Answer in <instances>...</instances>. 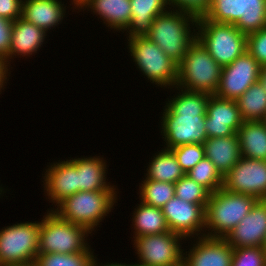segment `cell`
I'll return each instance as SVG.
<instances>
[{
  "label": "cell",
  "mask_w": 266,
  "mask_h": 266,
  "mask_svg": "<svg viewBox=\"0 0 266 266\" xmlns=\"http://www.w3.org/2000/svg\"><path fill=\"white\" fill-rule=\"evenodd\" d=\"M177 94L167 98L161 116V135L164 148L179 145L203 144L207 140L205 118L207 103L212 94L190 91L177 86Z\"/></svg>",
  "instance_id": "6da1fadb"
},
{
  "label": "cell",
  "mask_w": 266,
  "mask_h": 266,
  "mask_svg": "<svg viewBox=\"0 0 266 266\" xmlns=\"http://www.w3.org/2000/svg\"><path fill=\"white\" fill-rule=\"evenodd\" d=\"M197 22L198 19L189 13L168 9L154 19L146 37L179 64L197 39Z\"/></svg>",
  "instance_id": "7a4b0ae2"
},
{
  "label": "cell",
  "mask_w": 266,
  "mask_h": 266,
  "mask_svg": "<svg viewBox=\"0 0 266 266\" xmlns=\"http://www.w3.org/2000/svg\"><path fill=\"white\" fill-rule=\"evenodd\" d=\"M118 190L78 191L60 201L53 209L59 217L95 232L114 208ZM106 216V217H105Z\"/></svg>",
  "instance_id": "3957f363"
},
{
  "label": "cell",
  "mask_w": 266,
  "mask_h": 266,
  "mask_svg": "<svg viewBox=\"0 0 266 266\" xmlns=\"http://www.w3.org/2000/svg\"><path fill=\"white\" fill-rule=\"evenodd\" d=\"M258 200L254 196L230 192L223 187L211 193L205 208L204 236L225 238Z\"/></svg>",
  "instance_id": "277c9868"
},
{
  "label": "cell",
  "mask_w": 266,
  "mask_h": 266,
  "mask_svg": "<svg viewBox=\"0 0 266 266\" xmlns=\"http://www.w3.org/2000/svg\"><path fill=\"white\" fill-rule=\"evenodd\" d=\"M91 234L85 227L59 217L51 209L40 221L38 252L74 254L93 252L88 243Z\"/></svg>",
  "instance_id": "5b68a950"
},
{
  "label": "cell",
  "mask_w": 266,
  "mask_h": 266,
  "mask_svg": "<svg viewBox=\"0 0 266 266\" xmlns=\"http://www.w3.org/2000/svg\"><path fill=\"white\" fill-rule=\"evenodd\" d=\"M127 44L132 60L144 78L158 87L173 90L178 81V64L146 36L128 39Z\"/></svg>",
  "instance_id": "8992f818"
},
{
  "label": "cell",
  "mask_w": 266,
  "mask_h": 266,
  "mask_svg": "<svg viewBox=\"0 0 266 266\" xmlns=\"http://www.w3.org/2000/svg\"><path fill=\"white\" fill-rule=\"evenodd\" d=\"M222 67L210 56L207 49L196 39L178 64L176 86L190 91L215 94Z\"/></svg>",
  "instance_id": "52a82bcc"
},
{
  "label": "cell",
  "mask_w": 266,
  "mask_h": 266,
  "mask_svg": "<svg viewBox=\"0 0 266 266\" xmlns=\"http://www.w3.org/2000/svg\"><path fill=\"white\" fill-rule=\"evenodd\" d=\"M197 39L221 66L231 64L247 51V36L235 25L198 18Z\"/></svg>",
  "instance_id": "ba28073f"
},
{
  "label": "cell",
  "mask_w": 266,
  "mask_h": 266,
  "mask_svg": "<svg viewBox=\"0 0 266 266\" xmlns=\"http://www.w3.org/2000/svg\"><path fill=\"white\" fill-rule=\"evenodd\" d=\"M40 221L20 222L0 230V262L3 266L33 264L39 254Z\"/></svg>",
  "instance_id": "9c48e42d"
},
{
  "label": "cell",
  "mask_w": 266,
  "mask_h": 266,
  "mask_svg": "<svg viewBox=\"0 0 266 266\" xmlns=\"http://www.w3.org/2000/svg\"><path fill=\"white\" fill-rule=\"evenodd\" d=\"M186 239L174 232L152 234L136 237L133 248L137 254V266H181L184 249L182 243Z\"/></svg>",
  "instance_id": "30bf717a"
},
{
  "label": "cell",
  "mask_w": 266,
  "mask_h": 266,
  "mask_svg": "<svg viewBox=\"0 0 266 266\" xmlns=\"http://www.w3.org/2000/svg\"><path fill=\"white\" fill-rule=\"evenodd\" d=\"M261 65L246 51L231 64L222 67L220 82L215 96L237 100L253 83L258 82Z\"/></svg>",
  "instance_id": "8fae6325"
},
{
  "label": "cell",
  "mask_w": 266,
  "mask_h": 266,
  "mask_svg": "<svg viewBox=\"0 0 266 266\" xmlns=\"http://www.w3.org/2000/svg\"><path fill=\"white\" fill-rule=\"evenodd\" d=\"M207 204H193L176 196L161 209L171 232L186 240L204 236Z\"/></svg>",
  "instance_id": "7c38bea8"
},
{
  "label": "cell",
  "mask_w": 266,
  "mask_h": 266,
  "mask_svg": "<svg viewBox=\"0 0 266 266\" xmlns=\"http://www.w3.org/2000/svg\"><path fill=\"white\" fill-rule=\"evenodd\" d=\"M223 188L259 200L266 199V160L241 157L224 176Z\"/></svg>",
  "instance_id": "4fadbf2b"
},
{
  "label": "cell",
  "mask_w": 266,
  "mask_h": 266,
  "mask_svg": "<svg viewBox=\"0 0 266 266\" xmlns=\"http://www.w3.org/2000/svg\"><path fill=\"white\" fill-rule=\"evenodd\" d=\"M242 123L236 100L222 99L214 94L210 96L205 118L208 138L235 135Z\"/></svg>",
  "instance_id": "5bb4252c"
},
{
  "label": "cell",
  "mask_w": 266,
  "mask_h": 266,
  "mask_svg": "<svg viewBox=\"0 0 266 266\" xmlns=\"http://www.w3.org/2000/svg\"><path fill=\"white\" fill-rule=\"evenodd\" d=\"M224 239L233 248L263 247L266 240V199L258 200Z\"/></svg>",
  "instance_id": "9a60e30c"
},
{
  "label": "cell",
  "mask_w": 266,
  "mask_h": 266,
  "mask_svg": "<svg viewBox=\"0 0 266 266\" xmlns=\"http://www.w3.org/2000/svg\"><path fill=\"white\" fill-rule=\"evenodd\" d=\"M196 241V242H195ZM184 251V266H231L233 247L224 238L196 237Z\"/></svg>",
  "instance_id": "2e32d148"
},
{
  "label": "cell",
  "mask_w": 266,
  "mask_h": 266,
  "mask_svg": "<svg viewBox=\"0 0 266 266\" xmlns=\"http://www.w3.org/2000/svg\"><path fill=\"white\" fill-rule=\"evenodd\" d=\"M45 170L43 192L52 205L56 207L64 198L78 192V170L68 160L51 163Z\"/></svg>",
  "instance_id": "e0dca14e"
},
{
  "label": "cell",
  "mask_w": 266,
  "mask_h": 266,
  "mask_svg": "<svg viewBox=\"0 0 266 266\" xmlns=\"http://www.w3.org/2000/svg\"><path fill=\"white\" fill-rule=\"evenodd\" d=\"M46 36H48L47 32L42 28L26 21L22 17L16 19L12 27L10 53L5 59L8 67H11L10 63L16 56L20 58L26 56L25 58H27L38 53L37 51L45 43Z\"/></svg>",
  "instance_id": "ac0fdd59"
},
{
  "label": "cell",
  "mask_w": 266,
  "mask_h": 266,
  "mask_svg": "<svg viewBox=\"0 0 266 266\" xmlns=\"http://www.w3.org/2000/svg\"><path fill=\"white\" fill-rule=\"evenodd\" d=\"M78 170V191L117 190L107 182V161L100 156L67 159ZM107 171V172H106ZM112 184V185H111Z\"/></svg>",
  "instance_id": "d6986e66"
},
{
  "label": "cell",
  "mask_w": 266,
  "mask_h": 266,
  "mask_svg": "<svg viewBox=\"0 0 266 266\" xmlns=\"http://www.w3.org/2000/svg\"><path fill=\"white\" fill-rule=\"evenodd\" d=\"M66 9L62 0H23L21 17L48 32L62 23Z\"/></svg>",
  "instance_id": "ffe728a7"
},
{
  "label": "cell",
  "mask_w": 266,
  "mask_h": 266,
  "mask_svg": "<svg viewBox=\"0 0 266 266\" xmlns=\"http://www.w3.org/2000/svg\"><path fill=\"white\" fill-rule=\"evenodd\" d=\"M130 3L131 21L123 31L127 40L147 36L154 19L169 9L168 0H130Z\"/></svg>",
  "instance_id": "44dd1931"
},
{
  "label": "cell",
  "mask_w": 266,
  "mask_h": 266,
  "mask_svg": "<svg viewBox=\"0 0 266 266\" xmlns=\"http://www.w3.org/2000/svg\"><path fill=\"white\" fill-rule=\"evenodd\" d=\"M96 14L109 29L123 32L131 21L130 0H89L79 10Z\"/></svg>",
  "instance_id": "7402d4cb"
},
{
  "label": "cell",
  "mask_w": 266,
  "mask_h": 266,
  "mask_svg": "<svg viewBox=\"0 0 266 266\" xmlns=\"http://www.w3.org/2000/svg\"><path fill=\"white\" fill-rule=\"evenodd\" d=\"M203 145L205 157L214 163L223 177L241 158L237 133L228 137L207 138Z\"/></svg>",
  "instance_id": "603a6c76"
},
{
  "label": "cell",
  "mask_w": 266,
  "mask_h": 266,
  "mask_svg": "<svg viewBox=\"0 0 266 266\" xmlns=\"http://www.w3.org/2000/svg\"><path fill=\"white\" fill-rule=\"evenodd\" d=\"M237 135L241 157L266 160V125L262 121H243Z\"/></svg>",
  "instance_id": "cb8c5ba5"
},
{
  "label": "cell",
  "mask_w": 266,
  "mask_h": 266,
  "mask_svg": "<svg viewBox=\"0 0 266 266\" xmlns=\"http://www.w3.org/2000/svg\"><path fill=\"white\" fill-rule=\"evenodd\" d=\"M132 213L133 238L169 232L166 219L161 208L140 204Z\"/></svg>",
  "instance_id": "d4e9b609"
},
{
  "label": "cell",
  "mask_w": 266,
  "mask_h": 266,
  "mask_svg": "<svg viewBox=\"0 0 266 266\" xmlns=\"http://www.w3.org/2000/svg\"><path fill=\"white\" fill-rule=\"evenodd\" d=\"M149 161L144 175L147 179L175 184L185 175L171 149L162 148Z\"/></svg>",
  "instance_id": "484cf974"
},
{
  "label": "cell",
  "mask_w": 266,
  "mask_h": 266,
  "mask_svg": "<svg viewBox=\"0 0 266 266\" xmlns=\"http://www.w3.org/2000/svg\"><path fill=\"white\" fill-rule=\"evenodd\" d=\"M243 121H262L266 114V90L260 82L253 83L237 100Z\"/></svg>",
  "instance_id": "4316f807"
},
{
  "label": "cell",
  "mask_w": 266,
  "mask_h": 266,
  "mask_svg": "<svg viewBox=\"0 0 266 266\" xmlns=\"http://www.w3.org/2000/svg\"><path fill=\"white\" fill-rule=\"evenodd\" d=\"M235 26L246 36L266 27V0H242L241 18Z\"/></svg>",
  "instance_id": "83f0119b"
},
{
  "label": "cell",
  "mask_w": 266,
  "mask_h": 266,
  "mask_svg": "<svg viewBox=\"0 0 266 266\" xmlns=\"http://www.w3.org/2000/svg\"><path fill=\"white\" fill-rule=\"evenodd\" d=\"M139 185V199L142 203L162 208L175 196L174 183L161 182L144 178Z\"/></svg>",
  "instance_id": "f1b7e54d"
},
{
  "label": "cell",
  "mask_w": 266,
  "mask_h": 266,
  "mask_svg": "<svg viewBox=\"0 0 266 266\" xmlns=\"http://www.w3.org/2000/svg\"><path fill=\"white\" fill-rule=\"evenodd\" d=\"M186 175L211 193L221 189L224 184V177L207 157L198 162Z\"/></svg>",
  "instance_id": "f546056e"
},
{
  "label": "cell",
  "mask_w": 266,
  "mask_h": 266,
  "mask_svg": "<svg viewBox=\"0 0 266 266\" xmlns=\"http://www.w3.org/2000/svg\"><path fill=\"white\" fill-rule=\"evenodd\" d=\"M242 0H211L204 17L216 23L235 25L241 18Z\"/></svg>",
  "instance_id": "4dcf8cb0"
},
{
  "label": "cell",
  "mask_w": 266,
  "mask_h": 266,
  "mask_svg": "<svg viewBox=\"0 0 266 266\" xmlns=\"http://www.w3.org/2000/svg\"><path fill=\"white\" fill-rule=\"evenodd\" d=\"M94 252H77L74 254L39 253L34 259V266H89L95 256Z\"/></svg>",
  "instance_id": "1f68e13d"
},
{
  "label": "cell",
  "mask_w": 266,
  "mask_h": 266,
  "mask_svg": "<svg viewBox=\"0 0 266 266\" xmlns=\"http://www.w3.org/2000/svg\"><path fill=\"white\" fill-rule=\"evenodd\" d=\"M174 187L176 197L193 204H207L211 194L207 188L186 174L174 184Z\"/></svg>",
  "instance_id": "d6a6232c"
},
{
  "label": "cell",
  "mask_w": 266,
  "mask_h": 266,
  "mask_svg": "<svg viewBox=\"0 0 266 266\" xmlns=\"http://www.w3.org/2000/svg\"><path fill=\"white\" fill-rule=\"evenodd\" d=\"M171 150L185 174L205 157L203 144L179 145Z\"/></svg>",
  "instance_id": "836d02e7"
},
{
  "label": "cell",
  "mask_w": 266,
  "mask_h": 266,
  "mask_svg": "<svg viewBox=\"0 0 266 266\" xmlns=\"http://www.w3.org/2000/svg\"><path fill=\"white\" fill-rule=\"evenodd\" d=\"M231 266H266V251L263 247L233 248Z\"/></svg>",
  "instance_id": "e575fe53"
},
{
  "label": "cell",
  "mask_w": 266,
  "mask_h": 266,
  "mask_svg": "<svg viewBox=\"0 0 266 266\" xmlns=\"http://www.w3.org/2000/svg\"><path fill=\"white\" fill-rule=\"evenodd\" d=\"M210 3L211 0H168L169 9L189 13L197 19L205 15Z\"/></svg>",
  "instance_id": "d590c367"
},
{
  "label": "cell",
  "mask_w": 266,
  "mask_h": 266,
  "mask_svg": "<svg viewBox=\"0 0 266 266\" xmlns=\"http://www.w3.org/2000/svg\"><path fill=\"white\" fill-rule=\"evenodd\" d=\"M247 51L261 66H266V27L247 35Z\"/></svg>",
  "instance_id": "8d00e7d4"
},
{
  "label": "cell",
  "mask_w": 266,
  "mask_h": 266,
  "mask_svg": "<svg viewBox=\"0 0 266 266\" xmlns=\"http://www.w3.org/2000/svg\"><path fill=\"white\" fill-rule=\"evenodd\" d=\"M14 21L0 17V57L6 59L10 53Z\"/></svg>",
  "instance_id": "74e56055"
},
{
  "label": "cell",
  "mask_w": 266,
  "mask_h": 266,
  "mask_svg": "<svg viewBox=\"0 0 266 266\" xmlns=\"http://www.w3.org/2000/svg\"><path fill=\"white\" fill-rule=\"evenodd\" d=\"M23 0H0V17L15 21L22 16Z\"/></svg>",
  "instance_id": "f35d334b"
},
{
  "label": "cell",
  "mask_w": 266,
  "mask_h": 266,
  "mask_svg": "<svg viewBox=\"0 0 266 266\" xmlns=\"http://www.w3.org/2000/svg\"><path fill=\"white\" fill-rule=\"evenodd\" d=\"M10 68L6 64L5 60L0 57V94L2 93V90H4L8 83L9 76L11 74ZM8 77V78H7ZM8 79V80H7Z\"/></svg>",
  "instance_id": "ab89813d"
},
{
  "label": "cell",
  "mask_w": 266,
  "mask_h": 266,
  "mask_svg": "<svg viewBox=\"0 0 266 266\" xmlns=\"http://www.w3.org/2000/svg\"><path fill=\"white\" fill-rule=\"evenodd\" d=\"M97 259L98 258L94 256L89 266H137L136 263L126 264V263H117V262H113V263L107 262L105 264L103 263L100 264L99 262H97L98 261Z\"/></svg>",
  "instance_id": "60d3db41"
},
{
  "label": "cell",
  "mask_w": 266,
  "mask_h": 266,
  "mask_svg": "<svg viewBox=\"0 0 266 266\" xmlns=\"http://www.w3.org/2000/svg\"><path fill=\"white\" fill-rule=\"evenodd\" d=\"M260 84L264 87L266 90V66L261 67V72L259 75V80Z\"/></svg>",
  "instance_id": "b9f144b4"
},
{
  "label": "cell",
  "mask_w": 266,
  "mask_h": 266,
  "mask_svg": "<svg viewBox=\"0 0 266 266\" xmlns=\"http://www.w3.org/2000/svg\"><path fill=\"white\" fill-rule=\"evenodd\" d=\"M89 0H71V3L72 4H70V6L71 5H73L71 8H73L72 9V11L74 10V9H76V10H80V8L86 3V2H88Z\"/></svg>",
  "instance_id": "7bdbcfd3"
},
{
  "label": "cell",
  "mask_w": 266,
  "mask_h": 266,
  "mask_svg": "<svg viewBox=\"0 0 266 266\" xmlns=\"http://www.w3.org/2000/svg\"><path fill=\"white\" fill-rule=\"evenodd\" d=\"M1 186H2V185H0V197H1L2 194L4 195V193H6V191H4V188L1 187Z\"/></svg>",
  "instance_id": "ee69618b"
},
{
  "label": "cell",
  "mask_w": 266,
  "mask_h": 266,
  "mask_svg": "<svg viewBox=\"0 0 266 266\" xmlns=\"http://www.w3.org/2000/svg\"><path fill=\"white\" fill-rule=\"evenodd\" d=\"M262 122L266 125V114H265V117H264V119L262 120Z\"/></svg>",
  "instance_id": "f6af8a7d"
},
{
  "label": "cell",
  "mask_w": 266,
  "mask_h": 266,
  "mask_svg": "<svg viewBox=\"0 0 266 266\" xmlns=\"http://www.w3.org/2000/svg\"><path fill=\"white\" fill-rule=\"evenodd\" d=\"M263 248H264L265 251H266V240H265V242H264Z\"/></svg>",
  "instance_id": "bcb514c9"
}]
</instances>
